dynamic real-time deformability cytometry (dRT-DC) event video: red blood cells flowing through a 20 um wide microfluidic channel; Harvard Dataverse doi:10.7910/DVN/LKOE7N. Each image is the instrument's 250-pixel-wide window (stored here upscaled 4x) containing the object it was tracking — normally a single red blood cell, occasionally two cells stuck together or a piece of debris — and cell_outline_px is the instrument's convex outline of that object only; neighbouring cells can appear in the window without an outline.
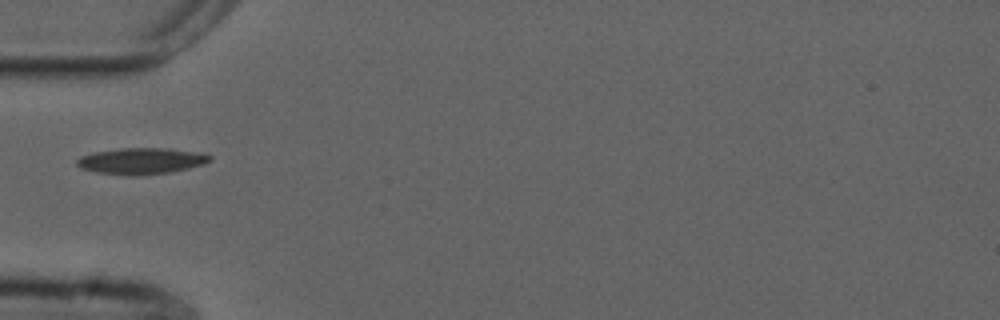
{"species": "common noctule bat (a hibernating species)", "species_latin": "Nyctalus noctula", "temperature_condition": "cold", "stored_images_in_passage": 1, "camera_frame_rate_fps": 3000, "um_per_image_px": 0.085, "animal": {"sex": "male", "forearm_length_mm": 52.5}, "frame": {"image": 1, "passage_image": 1, "time_ms": 0.0, "image_size_px": [1000, 320], "cell_outline_px": [[212, 160], [204, 164], [172, 172], [136, 176], [132, 176], [96, 172], [80, 168], [76, 164], [76, 160], [80, 156], [92, 152], [124, 148], [172, 148], [200, 152], [212, 156]], "centroid_in_image_um": [12.03, 13.68], "position_along_channel_um": 73.0, "area_um2": 20.63}}